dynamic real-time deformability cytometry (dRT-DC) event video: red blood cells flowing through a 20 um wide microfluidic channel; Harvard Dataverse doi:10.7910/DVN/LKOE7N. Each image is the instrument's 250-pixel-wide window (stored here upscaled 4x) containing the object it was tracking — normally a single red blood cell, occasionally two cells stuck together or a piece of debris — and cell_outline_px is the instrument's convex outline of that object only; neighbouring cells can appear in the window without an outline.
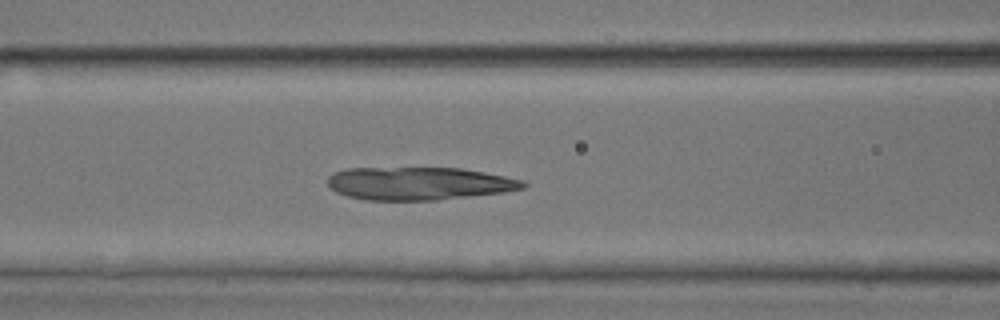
{"species": "common noctule bat (a hibernating species)", "species_latin": "Nyctalus noctula", "temperature_condition": "room temperature", "stored_images_in_passage": 43, "camera_frame_rate_fps": 3000, "um_per_image_px": 0.085, "animal": {"sex": "male", "body_mass_g": 17.9, "forearm_length_mm": 54.2}, "frame": {"image": 1, "passage_image": 13, "time_ms": 4.0, "image_size_px": [1000, 320], "cell_outline_px": [[528, 184], [524, 188], [504, 192], [436, 200], [368, 200], [348, 196], [336, 192], [328, 184], [328, 176], [332, 172], [348, 168], [460, 168], [484, 172], [524, 180]], "centroid_in_image_um": [35.61, 15.59], "position_along_channel_um": 131.0, "area_um2": 37.45}}
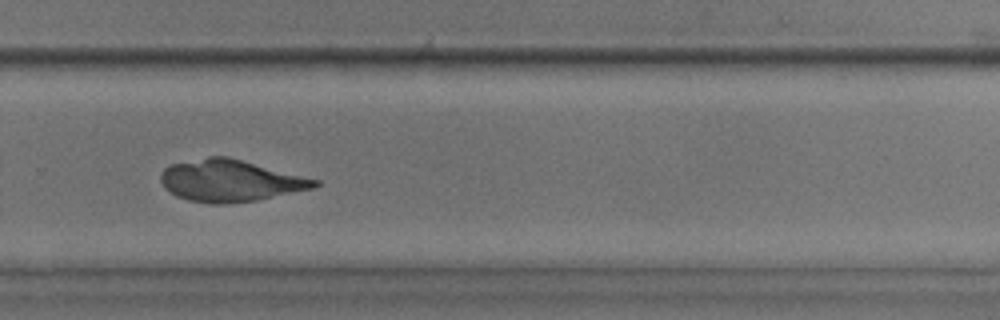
{"frame": {"image": 2, "passage_image": 27, "time_ms": 8.667, "image_size_px": [1000, 320], "cell_outline_px": [[320, 184], [312, 188], [256, 200], [224, 204], [212, 204], [188, 200], [176, 196], [164, 188], [160, 180], [160, 176], [164, 168], [172, 164], [208, 156], [228, 156], [320, 180]], "centroid_in_image_um": [19.55, 15.35], "position_along_channel_um": 310.3, "area_um2": 37.4}}
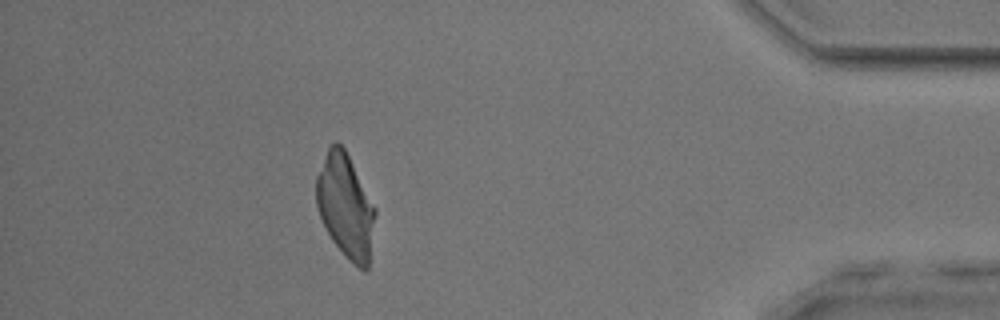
{"frame": {"image": 3, "passage_image": 38, "time_ms": 12.333, "image_size_px": [1000, 320], "cell_outline_px": [[376, 212], [368, 268], [364, 272], [332, 240], [320, 216], [316, 204], [316, 176], [328, 148], [336, 140], [344, 148], [376, 208]], "centroid_in_image_um": [29.37, 17.48], "position_along_channel_um": 405.8, "area_um2": 34.85}}